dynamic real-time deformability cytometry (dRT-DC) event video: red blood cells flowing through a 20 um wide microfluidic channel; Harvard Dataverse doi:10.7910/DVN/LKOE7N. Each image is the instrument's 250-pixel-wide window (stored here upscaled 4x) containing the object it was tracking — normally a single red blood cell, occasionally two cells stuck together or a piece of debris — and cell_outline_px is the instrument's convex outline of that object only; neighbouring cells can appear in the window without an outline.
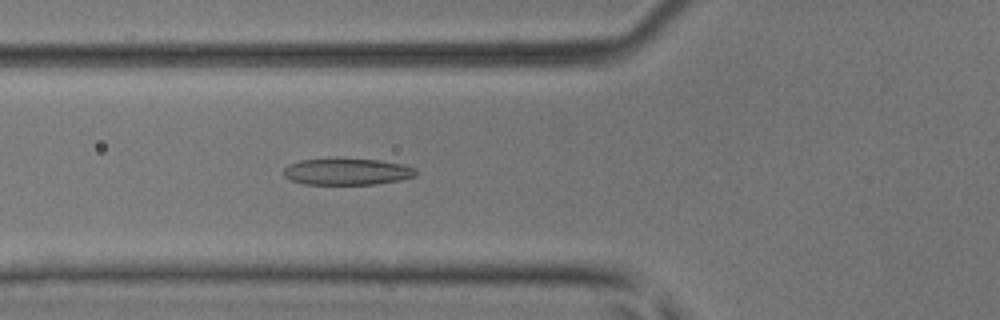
{"species": "common noctule bat (a hibernating species)", "species_latin": "Nyctalus noctula", "temperature_condition": "room temperature", "stored_images_in_passage": 47, "camera_frame_rate_fps": 3000, "um_per_image_px": 0.085, "animal": {"sex": "male", "body_mass_g": 17.9, "forearm_length_mm": 54.2}, "frame": {"image": 1, "passage_image": 18, "time_ms": 5.667, "image_size_px": [1000, 320], "cell_outline_px": [[420, 172], [416, 176], [400, 180], [376, 184], [304, 184], [292, 180], [284, 176], [284, 168], [288, 164], [300, 160], [380, 160], [404, 164], [416, 168]], "centroid_in_image_um": [29.57, 14.61], "position_along_channel_um": 96.2, "area_um2": 20.23}}
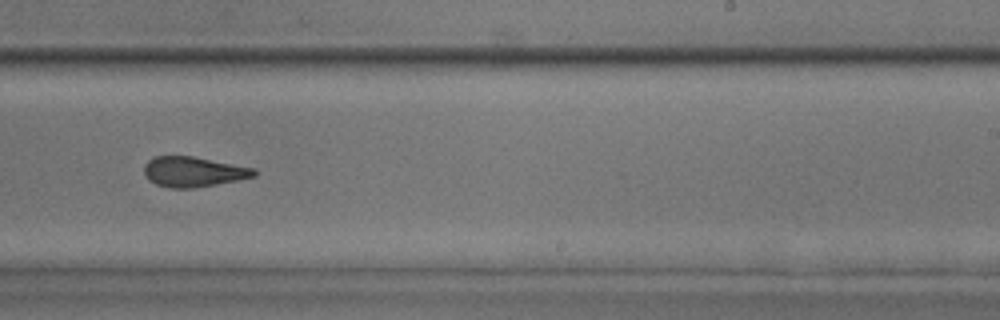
{"frame": {"image": 2, "passage_image": 31, "time_ms": 10.0, "image_size_px": [1000, 320], "cell_outline_px": [[256, 176], [216, 184], [192, 188], [168, 188], [156, 184], [148, 180], [144, 172], [144, 164], [148, 160], [156, 156], [192, 156], [256, 168]], "centroid_in_image_um": [16.42, 14.6], "position_along_channel_um": 272.6, "area_um2": 19.31}}
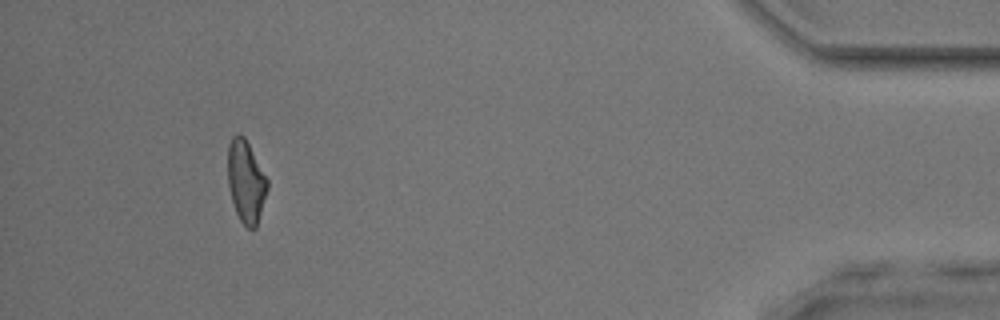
{"frame": {"image": 3, "passage_image": 46, "time_ms": 15.0, "image_size_px": [1000, 320], "cell_outline_px": [[268, 188], [256, 228], [248, 228], [240, 220], [236, 212], [232, 200], [228, 184], [228, 144], [232, 136], [236, 132], [244, 136], [268, 180]], "centroid_in_image_um": [20.9, 15.4], "position_along_channel_um": 414.3, "area_um2": 18.84}}